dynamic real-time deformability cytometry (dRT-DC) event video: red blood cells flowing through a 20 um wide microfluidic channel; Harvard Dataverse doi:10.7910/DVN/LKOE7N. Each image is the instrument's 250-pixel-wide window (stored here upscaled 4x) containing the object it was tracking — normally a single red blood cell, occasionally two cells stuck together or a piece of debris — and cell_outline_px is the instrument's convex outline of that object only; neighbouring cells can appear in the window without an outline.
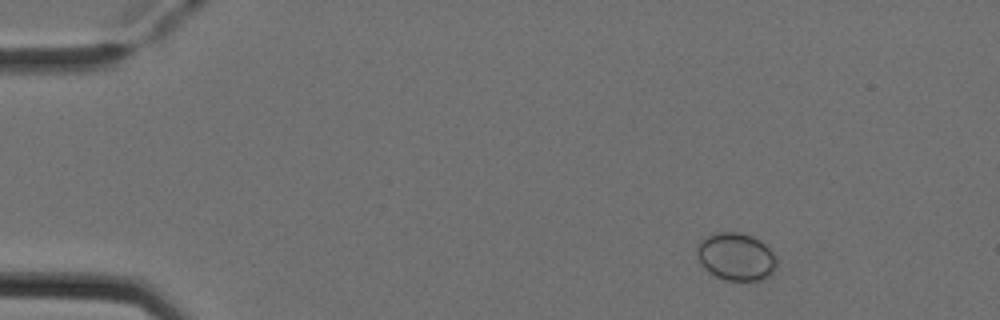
{"species": "Egyptian fruit bat (a non-hibernating species)", "species_latin": "Rousettus aegyptiacus", "temperature_condition": "cold", "stored_images_in_passage": 6, "camera_frame_rate_fps": 3000, "um_per_image_px": 0.085, "animal": {"sex": "female"}, "frame": {"image": 1, "passage_image": 1, "time_ms": 0.0, "image_size_px": [1000, 320], "cell_outline_px": [[776, 268], [764, 280], [728, 280], [716, 276], [708, 272], [700, 264], [696, 256], [696, 248], [700, 240], [716, 232], [740, 232], [752, 236], [760, 240], [776, 256]], "centroid_in_image_um": [62.54, 21.81], "position_along_channel_um": 22.5, "area_um2": 22.25}}
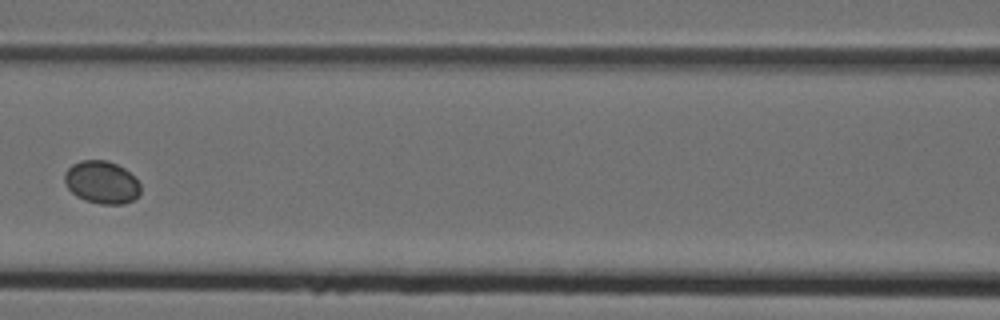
{"frame": {"image": 2, "passage_image": 5, "time_ms": 1.333, "image_size_px": [1000, 320], "cell_outline_px": [[140, 192], [132, 200], [124, 204], [100, 204], [84, 200], [76, 196], [64, 184], [64, 172], [72, 164], [80, 160], [108, 160], [124, 168], [140, 184]], "centroid_in_image_um": [8.6, 15.49], "position_along_channel_um": 158.0, "area_um2": 18.9}}
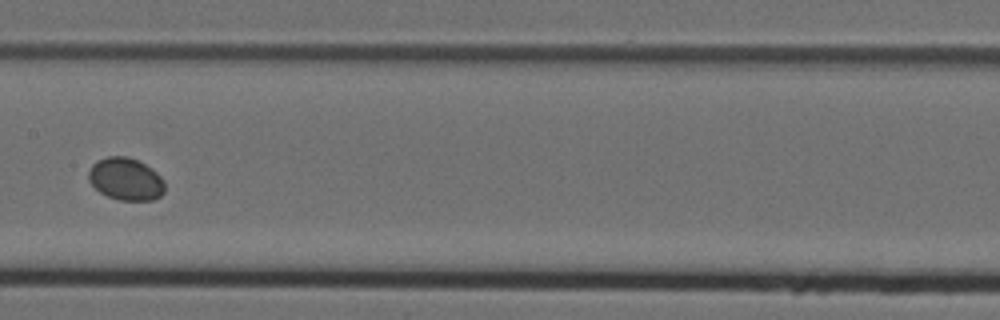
{"frame": {"image": 3, "passage_image": 6, "time_ms": 1.667, "image_size_px": [1000, 320], "cell_outline_px": [[164, 192], [160, 196], [152, 200], [120, 200], [108, 196], [100, 192], [88, 180], [88, 172], [92, 164], [96, 160], [108, 156], [128, 156], [144, 164], [156, 172], [164, 180]], "centroid_in_image_um": [10.67, 15.21], "position_along_channel_um": 196.7, "area_um2": 18.79}}